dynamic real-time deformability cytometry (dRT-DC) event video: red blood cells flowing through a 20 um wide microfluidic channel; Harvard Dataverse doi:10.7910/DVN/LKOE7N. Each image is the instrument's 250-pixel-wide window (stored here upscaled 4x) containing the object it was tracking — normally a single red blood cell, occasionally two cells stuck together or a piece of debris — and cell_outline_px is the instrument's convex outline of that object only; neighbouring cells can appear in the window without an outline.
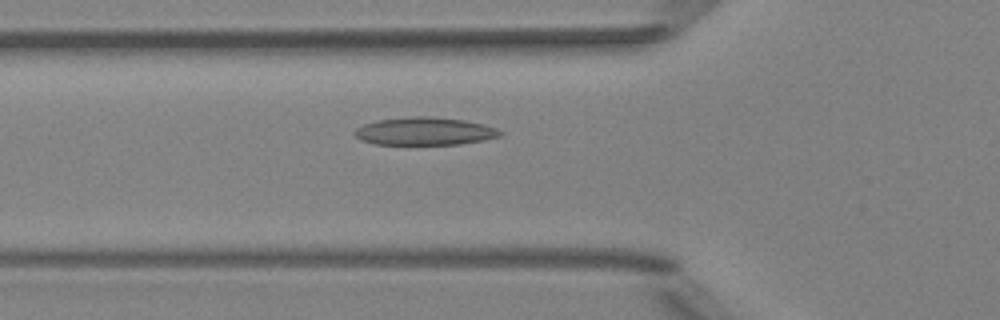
{"species": "Egyptian fruit bat (a non-hibernating species)", "species_latin": "Rousettus aegyptiacus", "temperature_condition": "room temperature", "stored_images_in_passage": 38, "camera_frame_rate_fps": 3000, "um_per_image_px": 0.085, "animal": {"sex": "female"}, "frame": {"image": 1, "passage_image": 8, "time_ms": 2.333, "image_size_px": [1000, 320], "cell_outline_px": [[504, 132], [500, 136], [460, 144], [376, 144], [360, 140], [356, 136], [356, 128], [364, 124], [376, 120], [412, 116], [428, 116], [464, 120], [484, 124], [496, 128]], "centroid_in_image_um": [36.1, 11.15], "position_along_channel_um": 89.7, "area_um2": 23.41}}
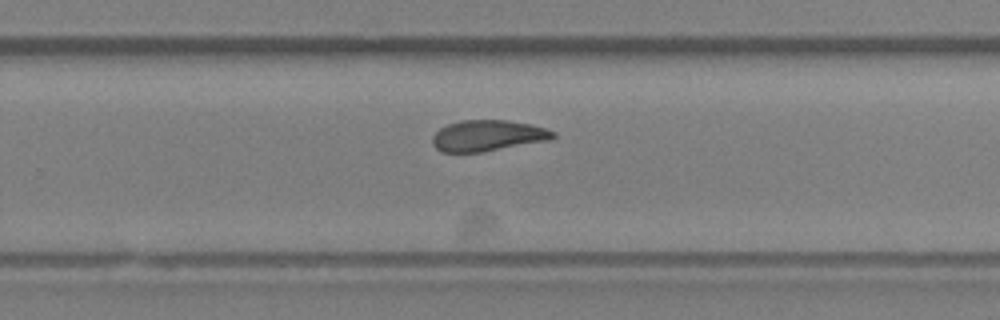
{"frame": {"image": 2, "passage_image": 23, "time_ms": 7.333, "image_size_px": [1000, 320], "cell_outline_px": [[556, 136], [552, 140], [480, 152], [440, 152], [432, 144], [432, 136], [440, 128], [448, 124], [460, 120], [508, 120], [532, 124], [556, 132]], "centroid_in_image_um": [41.47, 11.52], "position_along_channel_um": 288.3, "area_um2": 21.96}}
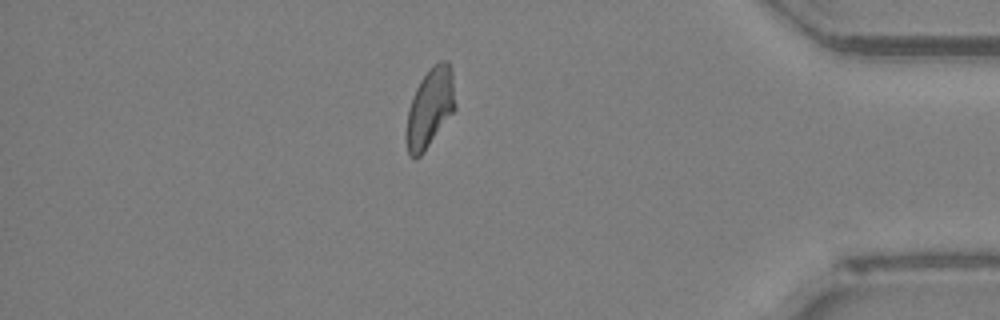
{"frame": {"image": 3, "passage_image": 34, "time_ms": 11.0, "image_size_px": [1000, 320], "cell_outline_px": [[456, 108], [424, 152], [416, 160], [408, 152], [408, 108], [412, 96], [420, 80], [428, 68], [432, 64], [440, 60], [448, 60], [452, 68], [456, 104]], "centroid_in_image_um": [36.59, 9.07], "position_along_channel_um": 398.6, "area_um2": 22.48}}